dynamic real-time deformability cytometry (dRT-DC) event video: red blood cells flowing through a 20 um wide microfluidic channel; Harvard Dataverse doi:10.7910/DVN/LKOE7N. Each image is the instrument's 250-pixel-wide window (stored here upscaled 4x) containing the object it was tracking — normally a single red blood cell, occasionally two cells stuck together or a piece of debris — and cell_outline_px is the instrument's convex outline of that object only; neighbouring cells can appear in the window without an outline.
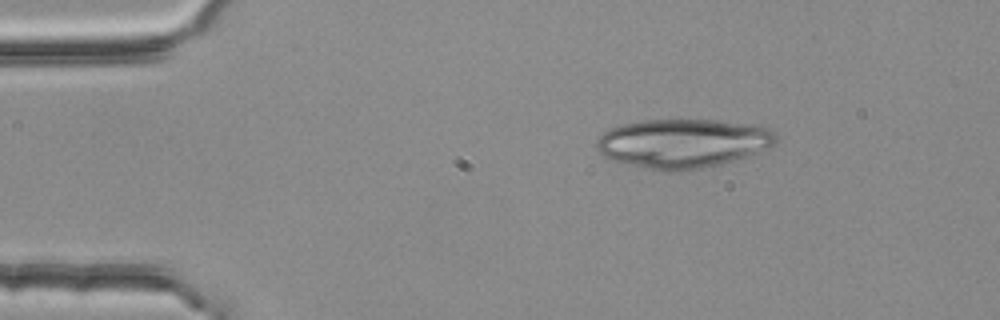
{"species": "common noctule bat (a hibernating species)", "species_latin": "Nyctalus noctula", "temperature_condition": "room temperature", "stored_images_in_passage": 2, "camera_frame_rate_fps": 3000, "um_per_image_px": 0.085, "animal": {"sex": "female", "body_mass_g": 25.1}, "frame": {"image": 1, "passage_image": 1, "time_ms": 0.0, "image_size_px": [1000, 320], "cell_outline_px": [[776, 140], [772, 144], [764, 148], [744, 156], [720, 164], [680, 172], [664, 172], [644, 168], [612, 160], [604, 156], [596, 148], [596, 140], [608, 128], [640, 120], [712, 120], [772, 128], [776, 132]], "centroid_in_image_um": [57.96, 12.19], "position_along_channel_um": 27.0, "area_um2": 50.86}}